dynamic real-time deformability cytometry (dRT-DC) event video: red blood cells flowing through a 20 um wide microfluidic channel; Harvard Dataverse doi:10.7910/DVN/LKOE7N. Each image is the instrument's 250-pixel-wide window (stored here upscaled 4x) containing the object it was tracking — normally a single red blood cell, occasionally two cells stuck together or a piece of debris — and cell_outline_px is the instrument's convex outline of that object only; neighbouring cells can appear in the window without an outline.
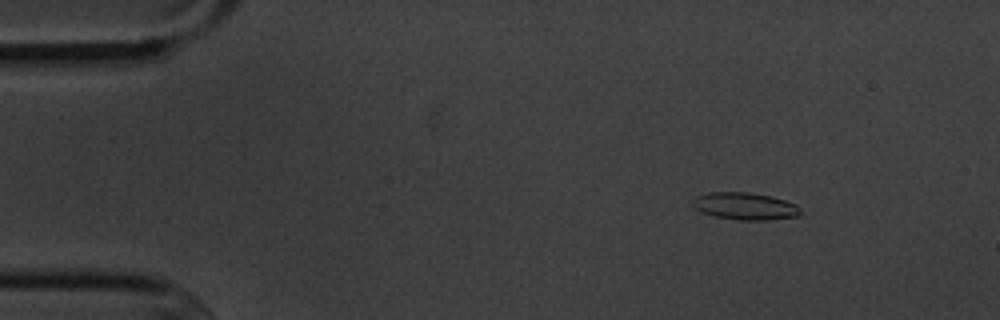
{"species": "common noctule bat (a hibernating species)", "species_latin": "Nyctalus noctula", "temperature_condition": "cold", "stored_images_in_passage": 5, "camera_frame_rate_fps": 3000, "um_per_image_px": 0.085, "animal": {"sex": "male", "body_mass_g": 20.1, "forearm_length_mm": 53.5}, "frame": {"image": 1, "passage_image": 1, "time_ms": 0.0, "image_size_px": [1000, 320], "cell_outline_px": [[800, 212], [796, 216], [768, 220], [740, 220], [716, 216], [700, 212], [692, 208], [692, 200], [696, 196], [708, 192], [748, 192], [772, 196], [796, 204], [800, 208]], "centroid_in_image_um": [63.27, 17.51], "position_along_channel_um": 21.7, "area_um2": 17.17}}
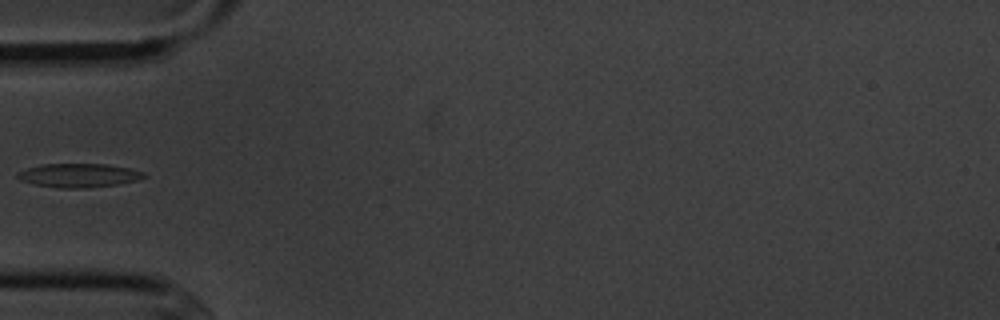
{"frame": {"image": 2, "passage_image": 4, "time_ms": 3.667, "image_size_px": [1000, 320], "cell_outline_px": [[148, 176], [136, 180], [116, 184], [88, 188], [56, 188], [36, 184], [20, 180], [16, 176], [16, 172], [40, 164], [108, 164], [128, 168], [144, 172]], "centroid_in_image_um": [6.67, 14.9], "position_along_channel_um": 78.3, "area_um2": 17.51}}
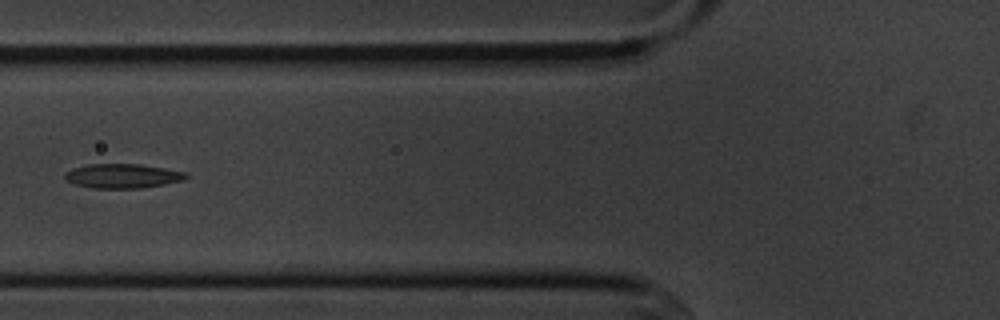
{"frame": {"image": 3, "passage_image": 5, "time_ms": 4.667, "image_size_px": [1000, 320], "cell_outline_px": [[188, 176], [184, 180], [164, 184], [140, 188], [92, 188], [72, 184], [64, 180], [64, 172], [72, 168], [88, 164], [140, 164], [164, 168], [184, 172]], "centroid_in_image_um": [10.34, 14.96], "position_along_channel_um": 115.5, "area_um2": 17.28}}